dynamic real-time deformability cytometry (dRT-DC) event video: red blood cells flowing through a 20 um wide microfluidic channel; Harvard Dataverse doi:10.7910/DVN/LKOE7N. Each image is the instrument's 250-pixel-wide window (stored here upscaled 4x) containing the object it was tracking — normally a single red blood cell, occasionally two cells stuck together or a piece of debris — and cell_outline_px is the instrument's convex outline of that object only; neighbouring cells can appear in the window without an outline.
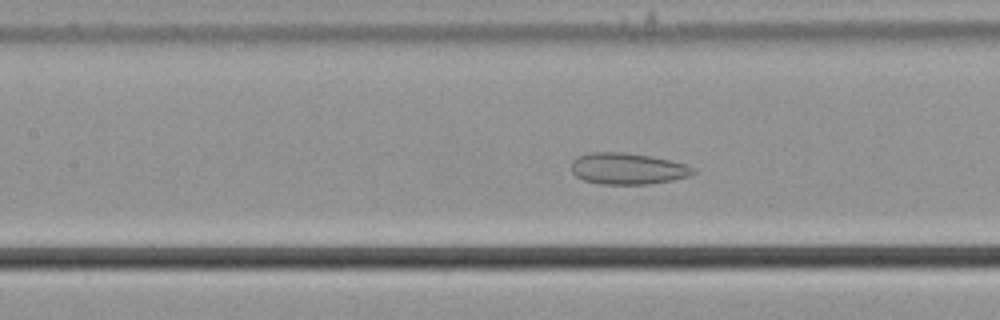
{"species": "common noctule bat (a hibernating species)", "species_latin": "Nyctalus noctula", "temperature_condition": "cold", "stored_images_in_passage": 57, "camera_frame_rate_fps": 3000, "um_per_image_px": 0.085, "animal": {"sex": "male", "body_mass_g": 21.5, "forearm_length_mm": 52.0}, "frame": {"image": 1, "passage_image": 26, "time_ms": 8.333, "image_size_px": [1000, 320], "cell_outline_px": [[696, 172], [692, 176], [672, 180], [648, 184], [600, 184], [584, 180], [576, 176], [572, 172], [572, 160], [576, 156], [588, 152], [624, 152], [648, 156], [688, 164], [696, 168]], "centroid_in_image_um": [53.36, 14.33], "position_along_channel_um": 154.0, "area_um2": 22.48}}
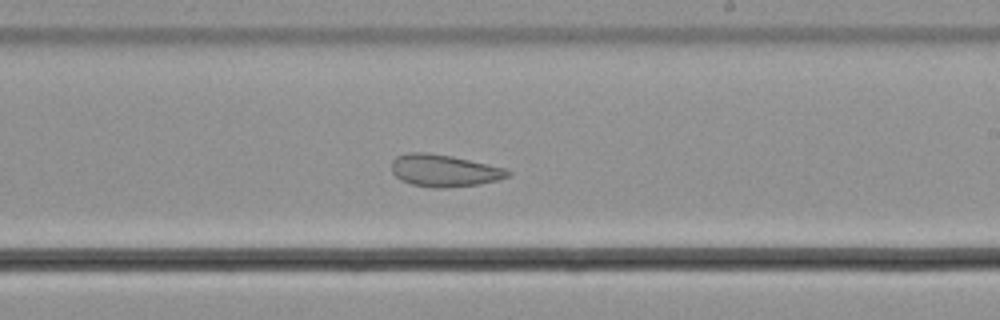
{"frame": {"image": 2, "passage_image": 34, "time_ms": 11.0, "image_size_px": [1000, 320], "cell_outline_px": [[512, 172], [508, 176], [496, 180], [480, 184], [444, 188], [432, 188], [412, 184], [400, 180], [392, 172], [392, 160], [396, 156], [408, 152], [428, 152], [452, 156], [504, 168]], "centroid_in_image_um": [37.71, 14.5], "position_along_channel_um": 251.3, "area_um2": 21.73}}
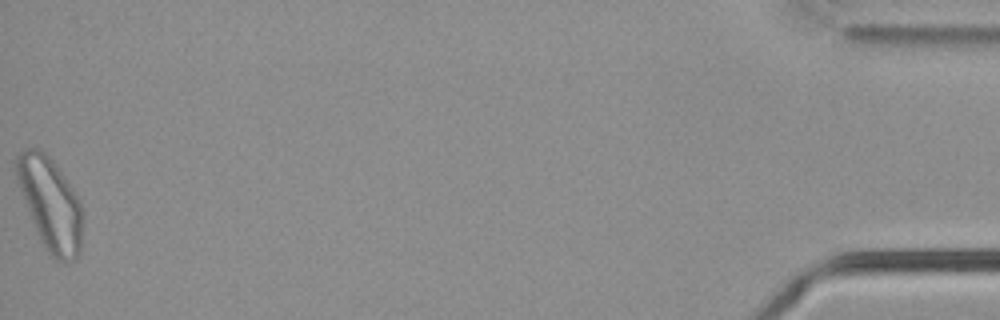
{"frame": {"image": 3, "passage_image": 57, "time_ms": 18.667, "image_size_px": [1000, 320], "cell_outline_px": [[84, 216], [80, 252], [76, 260], [64, 264], [60, 264], [44, 248], [40, 240], [16, 180], [12, 160], [24, 148], [40, 148], [52, 160], [64, 176], [80, 200]], "centroid_in_image_um": [4.28, 17.35], "position_along_channel_um": 430.9, "area_um2": 36.36}, "authors_computed_cell_mechanics": {"area_um2": 29.5358, "velocity_mm_per_s": 3.6558, "shape_relaxation_time_tau1_ms": null, "shape_relaxation_time_tau2_ms": 1.8101, "deformation_change_tau1": null, "deformation_change_tau2": 0.0734}}